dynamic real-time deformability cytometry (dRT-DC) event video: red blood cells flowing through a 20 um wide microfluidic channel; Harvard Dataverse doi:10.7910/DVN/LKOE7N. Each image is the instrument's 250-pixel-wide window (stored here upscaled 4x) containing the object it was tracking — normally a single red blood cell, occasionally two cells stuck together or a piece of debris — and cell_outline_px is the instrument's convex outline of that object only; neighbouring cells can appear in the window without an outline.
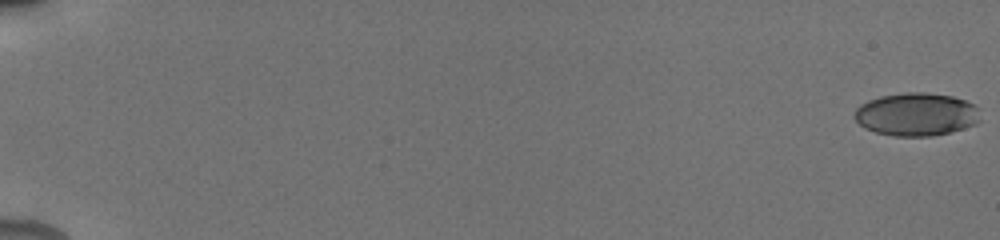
{"species": "human", "species_latin": "Homo sapiens", "temperature_condition": "cold", "stored_images_in_passage": 30, "camera_frame_rate_fps": 3000, "um_per_image_px": 0.085, "donor": {"sex": "male"}, "frame": {"image": 1, "passage_image": 1, "time_ms": 0.0, "image_size_px": [1000, 240], "cell_outline_px": [[980, 120], [976, 124], [964, 128], [932, 136], [892, 136], [876, 132], [864, 128], [852, 116], [856, 108], [860, 104], [868, 100], [880, 96], [904, 92], [924, 92], [952, 96], [976, 104], [980, 108]], "centroid_in_image_um": [77.9, 9.71], "position_along_channel_um": 7.1, "area_um2": 31.91}}
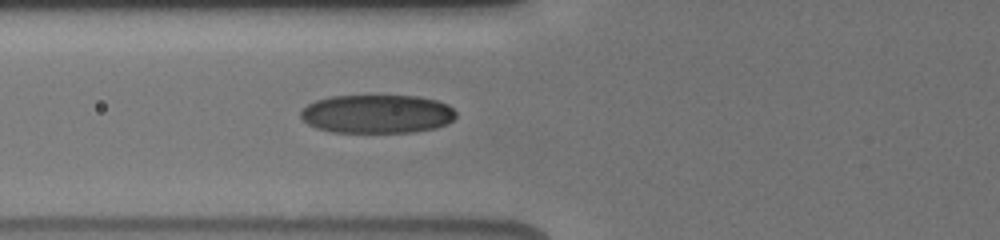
{"frame": {"image": 2, "passage_image": 18, "time_ms": 7.667, "image_size_px": [1000, 240], "cell_outline_px": [[456, 116], [448, 124], [436, 128], [416, 132], [332, 132], [316, 128], [308, 124], [300, 116], [300, 112], [308, 104], [316, 100], [332, 96], [420, 96], [436, 100], [448, 104], [456, 112]], "centroid_in_image_um": [32.08, 9.69], "position_along_channel_um": 93.7, "area_um2": 35.08}}
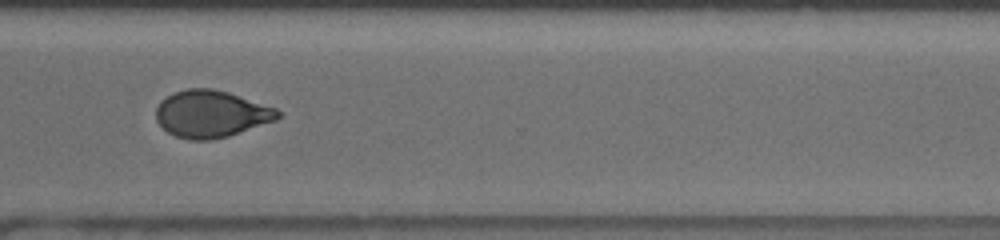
{"frame": {"image": 3, "passage_image": 26, "time_ms": 14.333, "image_size_px": [1000, 240], "cell_outline_px": [[280, 116], [276, 120], [228, 136], [212, 140], [188, 140], [176, 136], [168, 132], [156, 120], [156, 108], [160, 100], [176, 92], [188, 88], [212, 88], [228, 92], [276, 108], [280, 112]], "centroid_in_image_um": [17.94, 9.68], "position_along_channel_um": 352.7, "area_um2": 33.23}, "authors_computed_cell_mechanics": {"area_um2": 33.1194, "velocity_mm_per_s": 3.89, "shape_relaxation_time_tau1_ms": 4.7536, "shape_relaxation_time_tau2_ms": 1.6683, "deformation_change_tau1": 0.1599, "deformation_change_tau2": 0.0614}}